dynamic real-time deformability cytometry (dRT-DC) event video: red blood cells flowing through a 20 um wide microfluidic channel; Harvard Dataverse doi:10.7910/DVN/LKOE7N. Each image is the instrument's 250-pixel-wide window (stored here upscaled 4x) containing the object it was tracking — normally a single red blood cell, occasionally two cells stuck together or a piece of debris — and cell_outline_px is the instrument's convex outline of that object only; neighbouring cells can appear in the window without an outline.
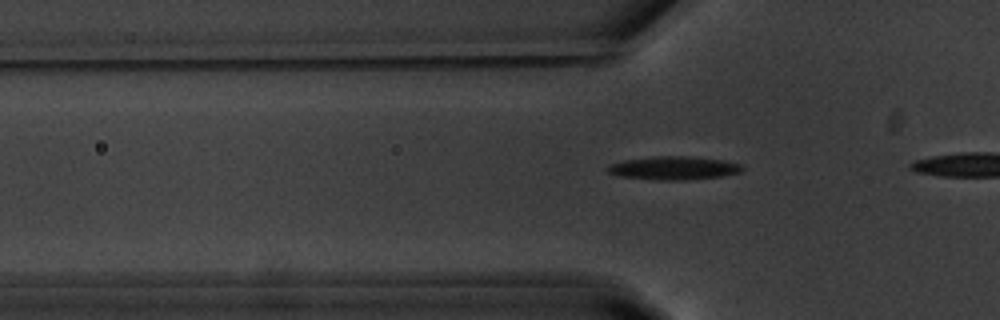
{"species": "common noctule bat (a hibernating species)", "species_latin": "Nyctalus noctula", "temperature_condition": "warm", "stored_images_in_passage": 20, "camera_frame_rate_fps": 3000, "um_per_image_px": 0.085, "animal": {"sex": "male", "body_mass_g": 20.1, "forearm_length_mm": 53.5}, "frame": {"image": 1, "passage_image": 14, "time_ms": 4.333, "image_size_px": [1000, 320], "cell_outline_px": [[744, 168], [740, 172], [724, 176], [684, 180], [656, 180], [620, 176], [608, 172], [608, 164], [624, 160], [656, 156], [684, 156], [724, 160], [744, 164]], "centroid_in_image_um": [57.31, 14.28], "position_along_channel_um": 68.5, "area_um2": 18.38}}